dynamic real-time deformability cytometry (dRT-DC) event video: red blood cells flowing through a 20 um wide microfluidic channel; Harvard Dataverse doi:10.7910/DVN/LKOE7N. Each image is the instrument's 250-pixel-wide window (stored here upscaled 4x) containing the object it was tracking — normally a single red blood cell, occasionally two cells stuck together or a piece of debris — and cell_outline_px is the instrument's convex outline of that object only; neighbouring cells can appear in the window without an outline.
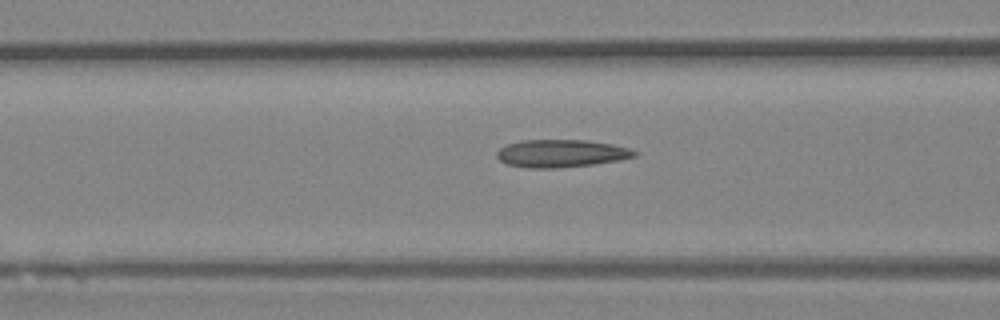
{"species": "Egyptian fruit bat (a non-hibernating species)", "species_latin": "Rousettus aegyptiacus", "temperature_condition": "room temperature", "stored_images_in_passage": 14, "camera_frame_rate_fps": 3000, "um_per_image_px": 0.085, "animal": {"sex": "female"}, "frame": {"image": 1, "passage_image": 12, "time_ms": 3.667, "image_size_px": [1000, 320], "cell_outline_px": [[640, 152], [636, 156], [620, 160], [592, 164], [556, 168], [528, 168], [508, 164], [500, 160], [496, 156], [496, 152], [500, 148], [508, 144], [520, 140], [588, 140], [612, 144], [628, 148]], "centroid_in_image_um": [47.71, 13.03], "position_along_channel_um": 118.9, "area_um2": 22.2}}